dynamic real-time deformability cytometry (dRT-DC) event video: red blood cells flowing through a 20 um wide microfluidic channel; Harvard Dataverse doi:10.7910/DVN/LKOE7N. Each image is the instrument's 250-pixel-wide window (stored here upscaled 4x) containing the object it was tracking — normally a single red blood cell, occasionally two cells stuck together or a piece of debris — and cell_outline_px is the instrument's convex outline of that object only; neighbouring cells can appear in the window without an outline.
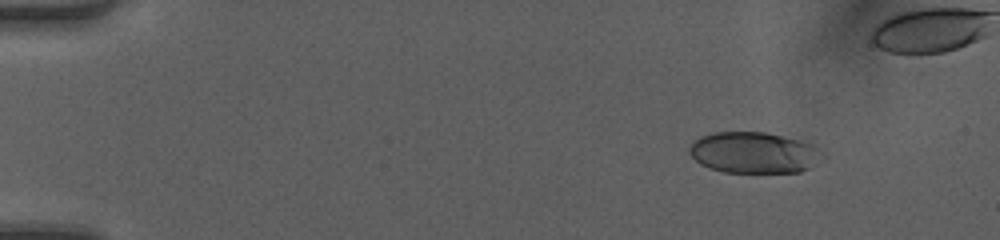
{"species": "human", "species_latin": "Homo sapiens", "temperature_condition": "room temperature", "stored_images_in_passage": 46, "camera_frame_rate_fps": 3000, "um_per_image_px": 0.085, "donor": {"sex": "female"}, "frame": {"image": 1, "passage_image": 7, "time_ms": 2.0, "image_size_px": [1000, 240], "cell_outline_px": [[824, 156], [808, 168], [800, 172], [724, 172], [700, 164], [688, 152], [688, 148], [692, 140], [700, 136], [716, 132], [764, 132], [800, 140], [812, 144], [824, 152]], "centroid_in_image_um": [64.06, 12.96], "position_along_channel_um": 20.9, "area_um2": 31.91}}
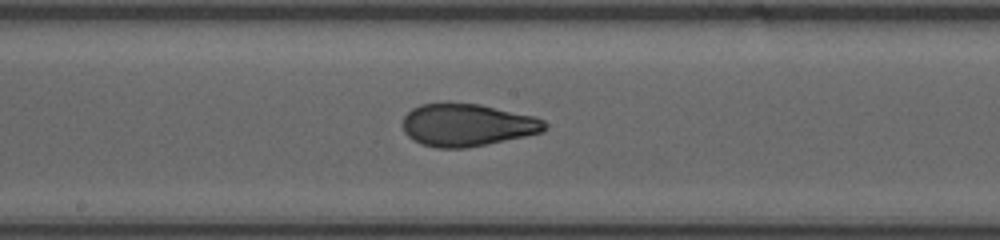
{"frame": {"image": 2, "passage_image": 28, "time_ms": 9.0, "image_size_px": [1000, 240], "cell_outline_px": [[548, 128], [544, 132], [464, 148], [436, 148], [420, 144], [412, 140], [404, 132], [404, 116], [412, 108], [420, 104], [480, 104], [536, 116], [544, 120], [548, 124]], "centroid_in_image_um": [39.74, 10.63], "position_along_channel_um": 208.5, "area_um2": 35.03}}
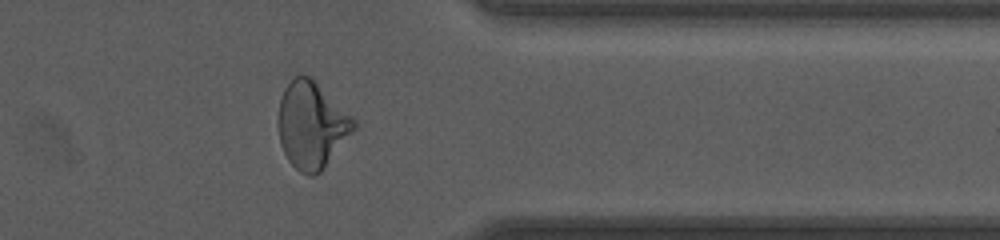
{"frame": {"image": 3, "passage_image": 41, "time_ms": 13.333, "image_size_px": [1000, 240], "cell_outline_px": [[356, 128], [324, 168], [316, 176], [308, 176], [300, 172], [288, 160], [280, 144], [280, 100], [284, 88], [300, 72], [312, 76], [356, 120]], "centroid_in_image_um": [26.52, 10.61], "position_along_channel_um": 384.9, "area_um2": 38.03}}